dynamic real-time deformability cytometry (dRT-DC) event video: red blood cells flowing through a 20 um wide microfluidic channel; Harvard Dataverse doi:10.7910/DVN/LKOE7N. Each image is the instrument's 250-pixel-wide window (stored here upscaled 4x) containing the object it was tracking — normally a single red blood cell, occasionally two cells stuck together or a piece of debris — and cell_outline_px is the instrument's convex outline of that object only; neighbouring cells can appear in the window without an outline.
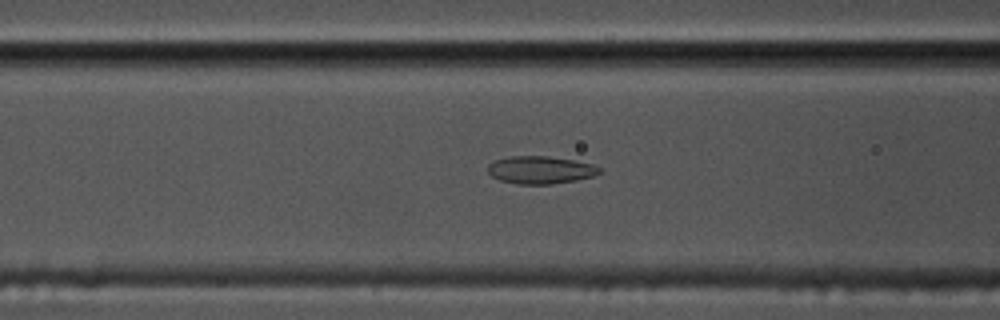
{"species": "common noctule bat (a hibernating species)", "species_latin": "Nyctalus noctula", "temperature_condition": "cold", "stored_images_in_passage": 58, "camera_frame_rate_fps": 3000, "um_per_image_px": 0.085, "animal": {"sex": "male", "body_mass_g": 17.5, "forearm_length_mm": 52.3}, "frame": {"image": 1, "passage_image": 23, "time_ms": 7.333, "image_size_px": [1000, 320], "cell_outline_px": [[600, 172], [592, 176], [576, 180], [552, 184], [516, 184], [500, 180], [492, 176], [488, 172], [488, 164], [496, 160], [508, 156], [548, 156], [572, 160], [592, 164], [600, 168]], "centroid_in_image_um": [45.9, 14.44], "position_along_channel_um": 120.7, "area_um2": 17.86}}
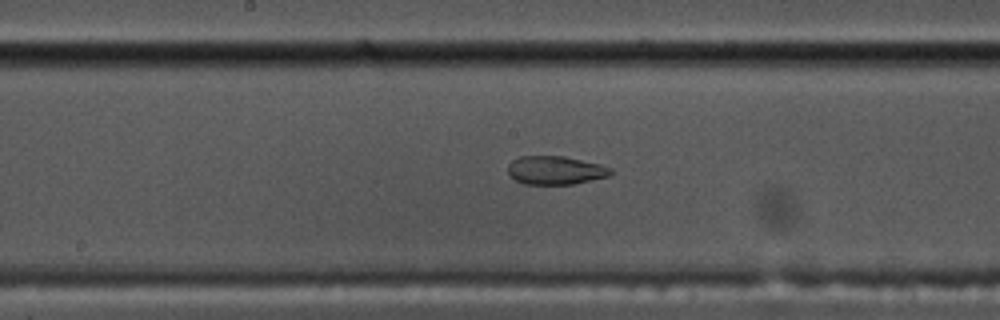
{"frame": {"image": 2, "passage_image": 30, "time_ms": 9.667, "image_size_px": [1000, 320], "cell_outline_px": [[612, 176], [572, 184], [524, 184], [516, 180], [508, 172], [508, 164], [512, 160], [520, 156], [564, 156], [600, 164], [612, 168]], "centroid_in_image_um": [47.24, 14.47], "position_along_channel_um": 201.0, "area_um2": 17.11}}
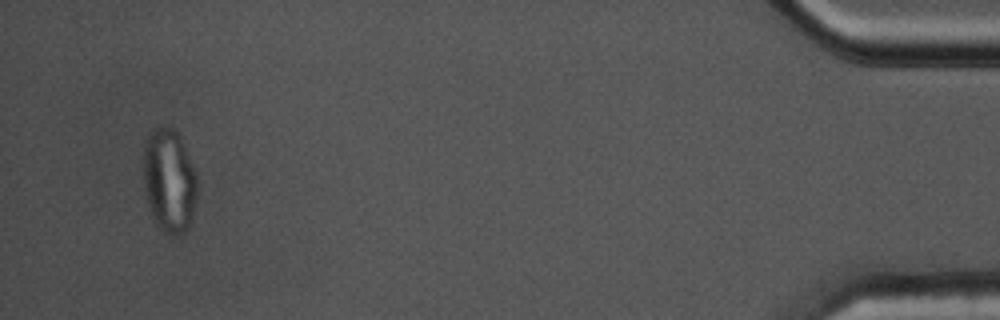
{"frame": {"image": 3, "passage_image": 56, "time_ms": 18.333, "image_size_px": [1000, 320], "cell_outline_px": [[196, 196], [188, 228], [184, 232], [176, 236], [164, 232], [156, 224], [148, 208], [144, 192], [144, 148], [148, 132], [152, 128], [160, 124], [172, 124], [180, 136], [196, 172]], "centroid_in_image_um": [14.35, 15.28], "position_along_channel_um": 420.8, "area_um2": 33.0}, "authors_computed_cell_mechanics": {"area_um2": 18.8717, "velocity_mm_per_s": 3.4524, "shape_relaxation_time_tau1_ms": null, "shape_relaxation_time_tau2_ms": 1.7041, "deformation_change_tau1": null, "deformation_change_tau2": 0.0731}}